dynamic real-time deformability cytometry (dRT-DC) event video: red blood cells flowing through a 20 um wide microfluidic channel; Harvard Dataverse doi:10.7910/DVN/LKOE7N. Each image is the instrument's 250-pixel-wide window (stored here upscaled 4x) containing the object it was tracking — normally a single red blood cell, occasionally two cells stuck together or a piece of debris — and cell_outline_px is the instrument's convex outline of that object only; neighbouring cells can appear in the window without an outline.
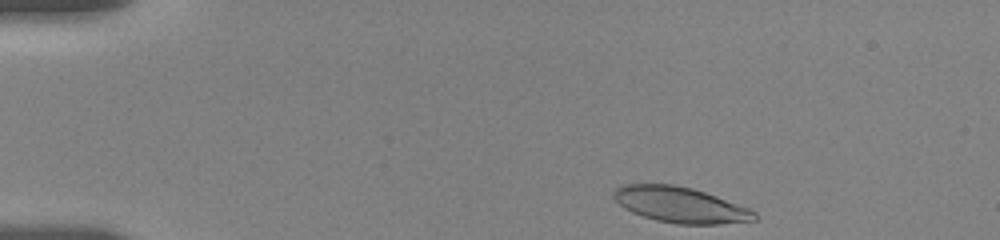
{"species": "human", "species_latin": "Homo sapiens", "temperature_condition": "room temperature", "stored_images_in_passage": 41, "camera_frame_rate_fps": 3000, "um_per_image_px": 0.085, "donor": {"sex": "female"}, "frame": {"image": 1, "passage_image": 1, "time_ms": 0.0, "image_size_px": [1000, 240], "cell_outline_px": [[756, 220], [720, 224], [676, 224], [656, 220], [632, 212], [624, 208], [612, 196], [612, 192], [620, 184], [672, 184], [692, 188], [716, 196], [748, 208], [756, 212]], "centroid_in_image_um": [57.79, 17.4], "position_along_channel_um": 27.2, "area_um2": 29.13}}
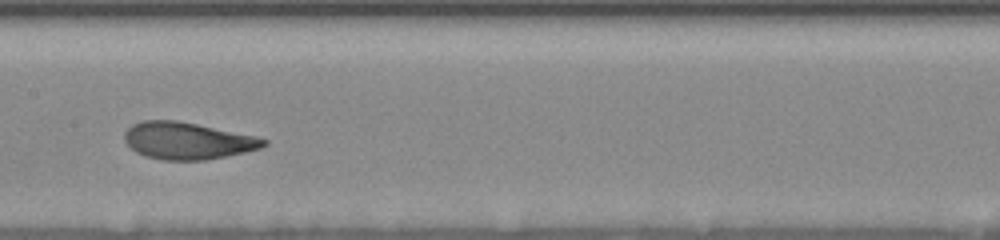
{"frame": {"image": 2, "passage_image": 17, "time_ms": 6.667, "image_size_px": [1000, 240], "cell_outline_px": [[268, 144], [260, 148], [244, 152], [204, 160], [160, 160], [144, 156], [136, 152], [124, 140], [124, 132], [132, 124], [144, 120], [176, 120], [256, 136], [268, 140]], "centroid_in_image_um": [15.91, 11.96], "position_along_channel_um": 191.5, "area_um2": 29.88}}
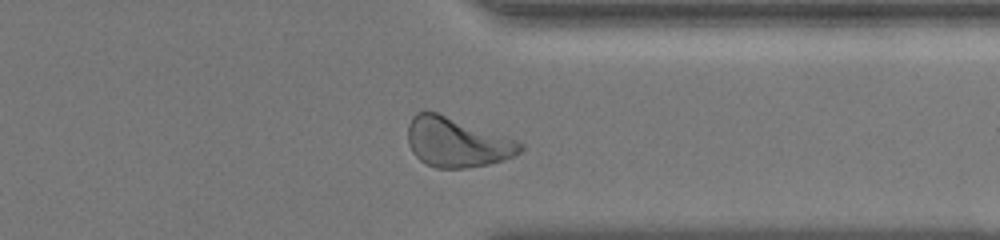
{"frame": {"image": 3, "passage_image": 36, "time_ms": 11.667, "image_size_px": [1000, 240], "cell_outline_px": [[524, 148], [520, 152], [504, 160], [488, 164], [468, 168], [436, 168], [420, 160], [412, 152], [408, 144], [408, 124], [412, 116], [416, 112], [436, 112], [520, 140], [524, 144]], "centroid_in_image_um": [38.86, 12.09], "position_along_channel_um": 372.5, "area_um2": 32.66}, "authors_computed_cell_mechanics": {"area_um2": 30.1716, "velocity_mm_per_s": 3.6249, "shape_relaxation_time_tau1_ms": 4.8964, "shape_relaxation_time_tau2_ms": 1.0256, "deformation_change_tau1": 0.1933, "deformation_change_tau2": 0.0783}}